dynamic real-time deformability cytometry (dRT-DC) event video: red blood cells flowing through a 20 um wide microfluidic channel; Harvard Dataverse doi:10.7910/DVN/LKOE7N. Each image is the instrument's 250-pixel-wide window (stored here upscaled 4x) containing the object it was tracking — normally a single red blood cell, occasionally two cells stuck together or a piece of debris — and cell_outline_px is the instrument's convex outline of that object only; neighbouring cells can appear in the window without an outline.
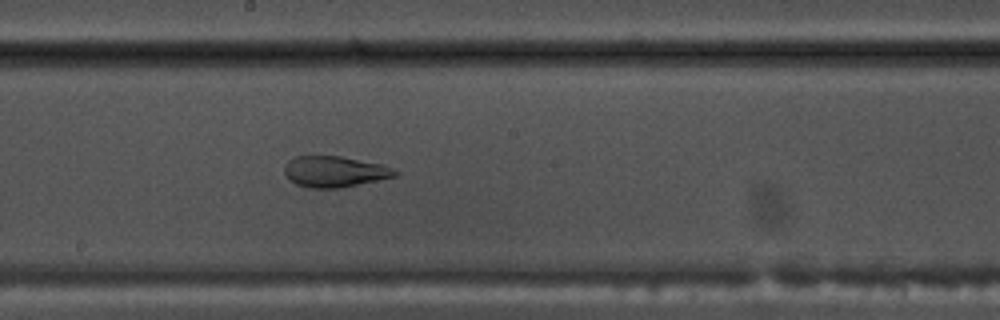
{"species": "common noctule bat (a hibernating species)", "species_latin": "Nyctalus noctula", "temperature_condition": "warm", "stored_images_in_passage": 53, "camera_frame_rate_fps": 3000, "um_per_image_px": 0.085, "animal": {"sex": "male", "body_mass_g": 17.5, "forearm_length_mm": 52.3}, "frame": {"image": 1, "passage_image": 30, "time_ms": 9.667, "image_size_px": [1000, 320], "cell_outline_px": [[400, 172], [396, 176], [340, 188], [308, 188], [296, 184], [284, 172], [284, 164], [288, 160], [296, 156], [340, 156], [384, 164], [396, 168]], "centroid_in_image_um": [28.48, 14.58], "position_along_channel_um": 219.7, "area_um2": 20.11}}
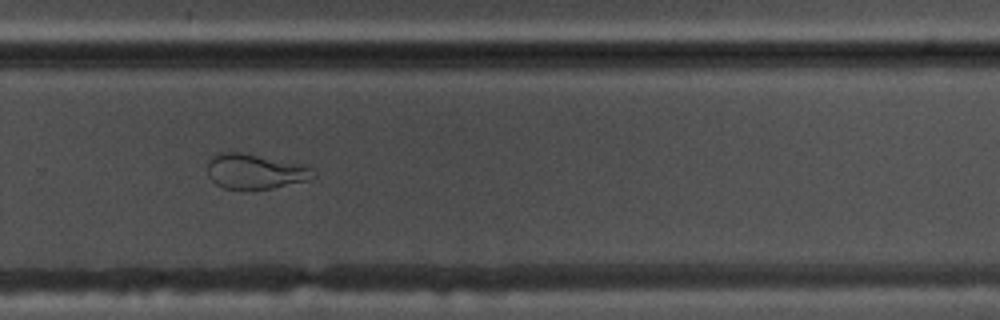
{"frame": {"image": 2, "passage_image": 37, "time_ms": 12.0, "image_size_px": [1000, 320], "cell_outline_px": [[316, 176], [304, 180], [272, 188], [248, 192], [240, 192], [224, 188], [216, 184], [208, 176], [208, 160], [212, 156], [220, 152], [244, 152], [308, 164], [312, 168]], "centroid_in_image_um": [21.67, 14.58], "position_along_channel_um": 308.1, "area_um2": 22.48}}
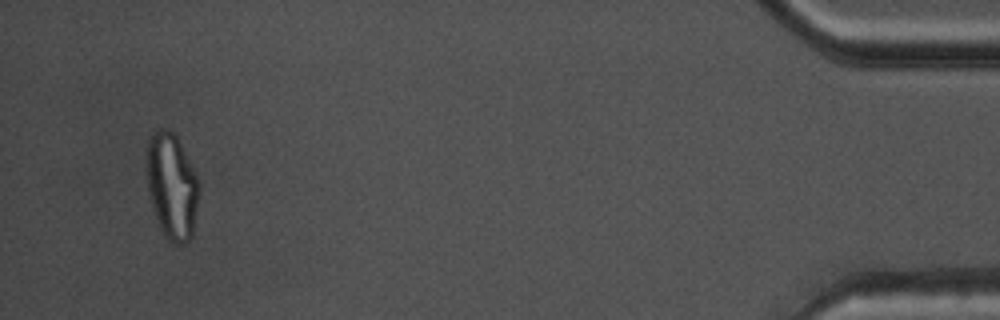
{"frame": {"image": 3, "passage_image": 52, "time_ms": 17.0, "image_size_px": [1000, 320], "cell_outline_px": [[200, 188], [192, 236], [184, 244], [172, 244], [164, 236], [160, 228], [148, 192], [144, 160], [148, 140], [152, 132], [160, 128], [168, 128], [176, 136], [200, 184]], "centroid_in_image_um": [14.57, 15.81], "position_along_channel_um": 420.6, "area_um2": 32.6}}